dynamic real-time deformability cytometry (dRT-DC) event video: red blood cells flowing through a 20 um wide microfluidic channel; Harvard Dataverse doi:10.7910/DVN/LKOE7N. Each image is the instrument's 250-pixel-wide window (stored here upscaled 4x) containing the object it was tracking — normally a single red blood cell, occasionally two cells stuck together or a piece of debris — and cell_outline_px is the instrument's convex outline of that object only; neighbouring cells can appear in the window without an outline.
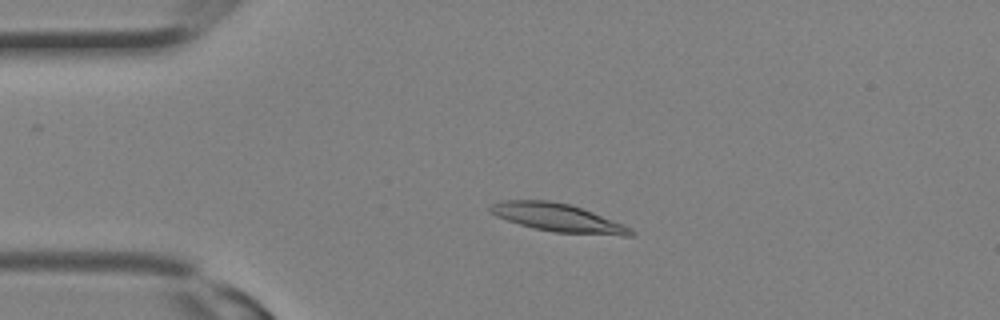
{"species": "Egyptian fruit bat (a non-hibernating species)", "species_latin": "Rousettus aegyptiacus", "temperature_condition": "room temperature", "stored_images_in_passage": 8, "camera_frame_rate_fps": 3000, "um_per_image_px": 0.085, "animal": {"sex": "female"}, "frame": {"image": 1, "passage_image": 4, "time_ms": 1.0, "image_size_px": [1000, 320], "cell_outline_px": [[636, 232], [632, 236], [624, 236], [552, 232], [532, 228], [496, 216], [488, 208], [492, 204], [500, 200], [548, 200], [572, 204], [632, 228]], "centroid_in_image_um": [47.43, 18.51], "position_along_channel_um": 37.6, "area_um2": 23.06}}
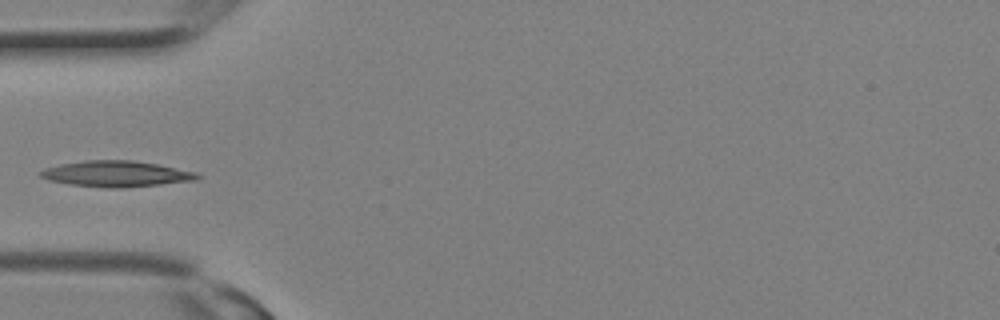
{"frame": {"image": 2, "passage_image": 7, "time_ms": 2.0, "image_size_px": [1000, 320], "cell_outline_px": [[200, 180], [124, 188], [108, 188], [68, 184], [48, 180], [40, 176], [40, 172], [44, 168], [60, 164], [84, 160], [132, 160], [156, 164], [196, 172], [200, 176]], "centroid_in_image_um": [9.88, 14.78], "position_along_channel_um": 75.1, "area_um2": 23.76}}